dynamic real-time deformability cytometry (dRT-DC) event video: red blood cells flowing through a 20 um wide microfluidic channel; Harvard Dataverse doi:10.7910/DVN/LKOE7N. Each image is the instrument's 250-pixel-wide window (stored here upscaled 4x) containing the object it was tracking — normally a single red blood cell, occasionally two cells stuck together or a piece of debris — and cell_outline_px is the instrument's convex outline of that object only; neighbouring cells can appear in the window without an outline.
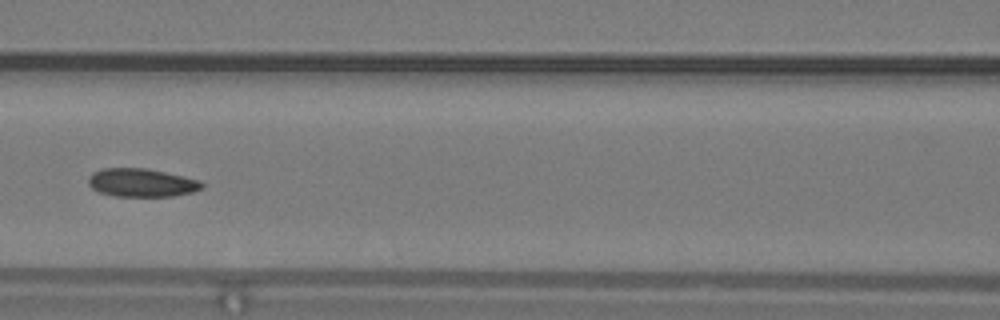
{"species": "common noctule bat (a hibernating species)", "species_latin": "Nyctalus noctula", "temperature_condition": "warm", "stored_images_in_passage": 32, "camera_frame_rate_fps": 3000, "um_per_image_px": 0.085, "animal": {"sex": "male", "body_mass_g": 19.2, "forearm_length_mm": 51.8}, "frame": {"image": 1, "passage_image": 10, "time_ms": 3.0, "image_size_px": [1000, 320], "cell_outline_px": [[204, 188], [192, 192], [172, 196], [116, 196], [100, 192], [92, 188], [88, 184], [88, 176], [92, 172], [104, 168], [144, 168], [164, 172], [200, 180], [204, 184]], "centroid_in_image_um": [12.03, 15.52], "position_along_channel_um": 154.6, "area_um2": 18.67}, "authors_computed_cell_mechanics": {"area_um2": 18.9873, "velocity_mm_per_s": 4.2195, "shape_relaxation_time_tau1_ms": null, "shape_relaxation_time_tau2_ms": 3.3447, "deformation_change_tau1": null, "deformation_change_tau2": 0.0914}}